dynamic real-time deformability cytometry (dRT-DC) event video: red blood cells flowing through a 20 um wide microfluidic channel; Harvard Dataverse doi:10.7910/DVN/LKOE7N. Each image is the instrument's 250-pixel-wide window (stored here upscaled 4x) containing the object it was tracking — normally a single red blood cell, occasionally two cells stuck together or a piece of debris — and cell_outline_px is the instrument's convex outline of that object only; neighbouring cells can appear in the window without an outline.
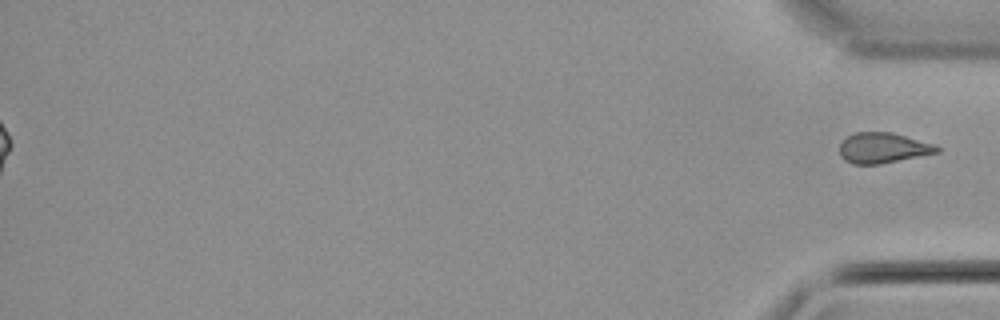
{"species": "common noctule bat (a hibernating species)", "species_latin": "Nyctalus noctula", "temperature_condition": "cold", "stored_images_in_passage": 54, "segment_of_instrument_passage": [2, 2], "camera_frame_rate_fps": 3000, "um_per_image_px": 0.085, "animal": {"sex": "male", "body_mass_g": 21.5, "forearm_length_mm": 52.0}, "frame": {"image": 1, "passage_image": 54, "time_ms": 17.667, "image_size_px": [1000, 320], "cell_outline_px": [[940, 152], [880, 164], [852, 164], [844, 160], [840, 156], [840, 144], [848, 136], [856, 132], [892, 132], [936, 144], [940, 148]], "centroid_in_image_um": [75.07, 12.57], "position_along_channel_um": 360.1, "area_um2": 17.34}}